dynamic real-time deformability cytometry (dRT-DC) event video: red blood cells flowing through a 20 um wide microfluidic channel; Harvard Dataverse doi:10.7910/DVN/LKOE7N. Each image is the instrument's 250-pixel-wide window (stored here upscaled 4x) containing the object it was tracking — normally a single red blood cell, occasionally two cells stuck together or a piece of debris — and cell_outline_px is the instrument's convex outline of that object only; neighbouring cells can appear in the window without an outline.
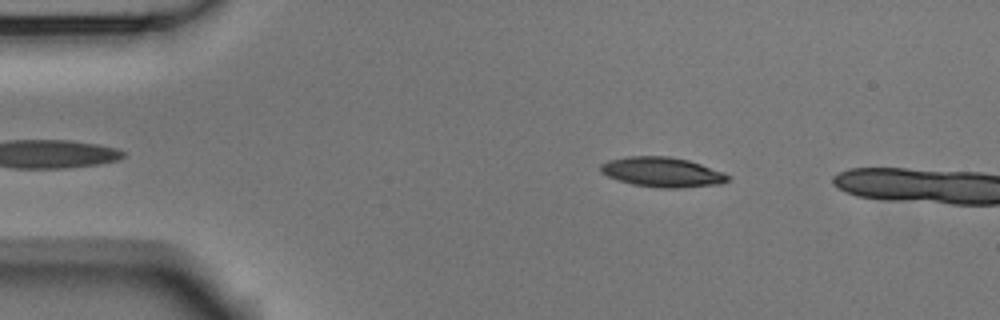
{"species": "Egyptian fruit bat (a non-hibernating species)", "species_latin": "Rousettus aegyptiacus", "temperature_condition": "room temperature", "stored_images_in_passage": 10, "camera_frame_rate_fps": 3000, "um_per_image_px": 0.085, "animal": {"sex": "male"}, "frame": {"image": 1, "passage_image": 7, "time_ms": 2.0, "image_size_px": [1000, 320], "cell_outline_px": [[732, 176], [728, 180], [720, 184], [680, 188], [656, 188], [632, 184], [608, 176], [600, 172], [600, 164], [608, 160], [628, 156], [668, 156], [688, 160], [724, 172]], "centroid_in_image_um": [56.29, 14.63], "position_along_channel_um": 28.7, "area_um2": 22.2}}